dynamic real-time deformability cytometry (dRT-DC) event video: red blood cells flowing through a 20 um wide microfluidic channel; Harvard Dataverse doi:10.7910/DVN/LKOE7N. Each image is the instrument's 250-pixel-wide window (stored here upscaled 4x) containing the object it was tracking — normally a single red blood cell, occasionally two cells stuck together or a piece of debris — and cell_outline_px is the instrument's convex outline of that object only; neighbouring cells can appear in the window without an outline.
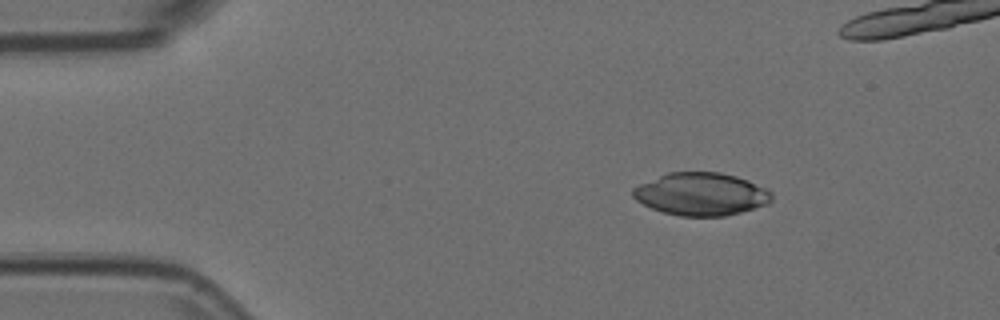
{"species": "Egyptian fruit bat (a non-hibernating species)", "species_latin": "Rousettus aegyptiacus", "temperature_condition": "room temperature", "stored_images_in_passage": 6, "camera_frame_rate_fps": 3000, "um_per_image_px": 0.085, "animal": {"sex": "female"}, "frame": {"image": 1, "passage_image": 3, "time_ms": 0.667, "image_size_px": [1000, 320], "cell_outline_px": [[772, 200], [768, 204], [740, 212], [724, 216], [680, 216], [664, 212], [652, 208], [636, 200], [632, 196], [632, 188], [640, 184], [668, 172], [720, 172], [736, 176], [748, 180], [768, 188], [772, 192]], "centroid_in_image_um": [59.62, 16.49], "position_along_channel_um": 25.4, "area_um2": 34.56}}